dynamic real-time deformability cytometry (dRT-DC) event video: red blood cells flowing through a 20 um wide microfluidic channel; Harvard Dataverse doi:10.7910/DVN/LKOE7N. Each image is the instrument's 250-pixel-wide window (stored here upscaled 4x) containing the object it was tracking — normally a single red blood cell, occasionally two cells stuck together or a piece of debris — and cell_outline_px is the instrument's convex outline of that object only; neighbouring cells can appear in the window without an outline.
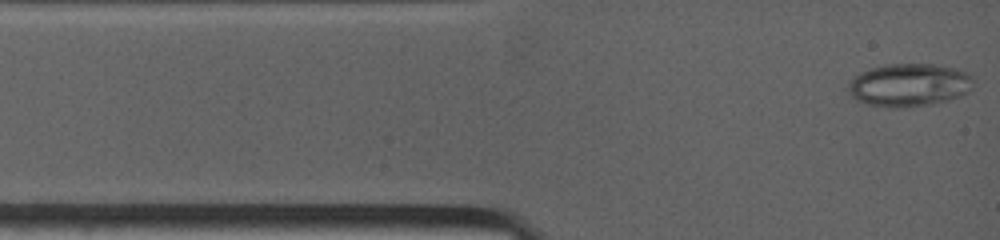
{"species": "common noctule bat (a hibernating species)", "species_latin": "Nyctalus noctula", "temperature_condition": "warm", "stored_images_in_passage": 68, "camera_frame_rate_fps": 4500, "um_per_image_px": 0.085, "animal": {"sex": "female", "body_mass_g": 19.0, "forearm_length_mm": 53.3}, "frame": {"image": 1, "passage_image": 1, "time_ms": 0.0, "image_size_px": [1000, 240], "cell_outline_px": [[976, 80], [964, 92], [948, 100], [932, 104], [912, 108], [892, 108], [868, 104], [856, 100], [848, 92], [848, 84], [856, 76], [872, 68], [884, 64], [932, 64], [964, 72], [972, 76]], "centroid_in_image_um": [77.23, 7.25], "position_along_channel_um": 7.8, "area_um2": 30.92}}
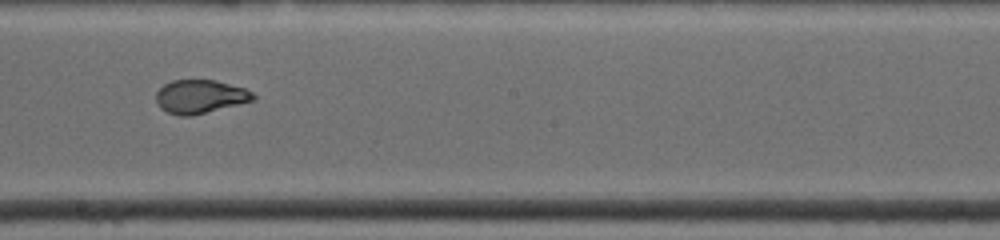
{"frame": {"image": 2, "passage_image": 39, "time_ms": 6.667, "image_size_px": [1000, 240], "cell_outline_px": [[256, 100], [192, 116], [180, 116], [168, 112], [160, 108], [156, 104], [156, 92], [164, 84], [172, 80], [216, 80], [244, 88], [252, 92], [256, 96]], "centroid_in_image_um": [17.01, 8.21], "position_along_channel_um": 231.2, "area_um2": 19.13}}
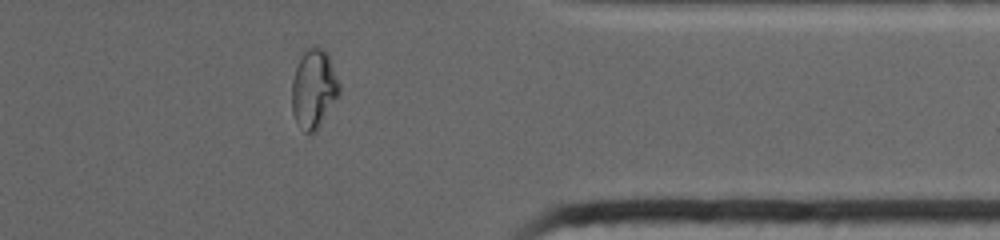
{"frame": {"image": 3, "passage_image": 60, "time_ms": 10.889, "image_size_px": [1000, 240], "cell_outline_px": [[340, 92], [316, 132], [312, 136], [304, 132], [296, 120], [292, 112], [292, 80], [300, 56], [312, 44], [316, 44], [324, 48], [328, 52], [340, 84]], "centroid_in_image_um": [26.68, 7.52], "position_along_channel_um": 384.7, "area_um2": 22.14}}